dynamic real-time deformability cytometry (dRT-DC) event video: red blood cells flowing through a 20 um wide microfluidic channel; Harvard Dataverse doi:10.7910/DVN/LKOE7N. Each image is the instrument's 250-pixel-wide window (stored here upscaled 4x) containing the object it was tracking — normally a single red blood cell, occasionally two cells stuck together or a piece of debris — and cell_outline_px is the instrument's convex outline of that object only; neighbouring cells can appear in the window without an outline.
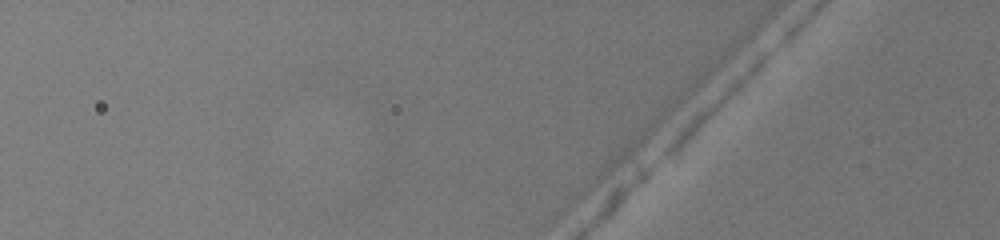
{"species": "common noctule bat (a hibernating species)", "species_latin": "Nyctalus noctula", "temperature_condition": "warm", "stored_images_in_passage": 2, "camera_frame_rate_fps": 3000, "um_per_image_px": 0.085, "animal": {"sex": "female", "body_mass_g": 19.5, "forearm_length_mm": 54.1}, "frame": {"image": 1, "passage_image": 2, "time_ms": 0.333, "image_size_px": [1000, 240], "cell_outline_px": [[772, 52], [740, 88], [648, 176], [636, 180], [636, 176], [640, 168], [700, 108], [760, 52], [772, 48]], "centroid_in_image_um": [59.73, 9.76], "position_along_channel_um": 66.1, "area_um2": 15.55}}